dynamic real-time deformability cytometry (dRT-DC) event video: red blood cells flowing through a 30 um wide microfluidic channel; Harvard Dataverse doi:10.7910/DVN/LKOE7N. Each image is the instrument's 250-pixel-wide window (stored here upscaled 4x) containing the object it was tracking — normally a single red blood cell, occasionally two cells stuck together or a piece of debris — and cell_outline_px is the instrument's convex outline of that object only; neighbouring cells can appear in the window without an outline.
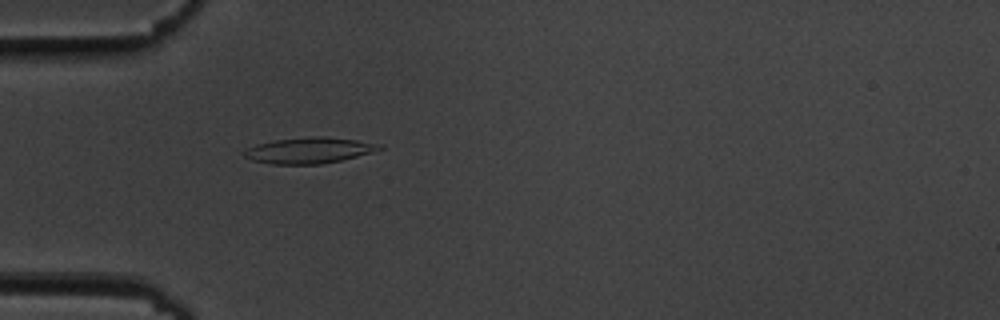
{"species": "common noctule bat (a hibernating species)", "species_latin": "Nyctalus noctula", "temperature_condition": "cold", "stored_images_in_passage": 55, "camera_frame_rate_fps": 3000, "um_per_image_px": 0.085, "animal": {"sex": "male", "body_mass_g": 19.5, "forearm_length_mm": 54.6}, "frame": {"image": 1, "passage_image": 17, "time_ms": 5.333, "image_size_px": [1000, 320], "cell_outline_px": [[384, 148], [372, 152], [340, 160], [320, 164], [272, 164], [252, 160], [244, 156], [244, 152], [248, 148], [256, 144], [276, 140], [312, 136], [324, 136], [356, 140], [384, 144]], "centroid_in_image_um": [26.3, 12.77], "position_along_channel_um": 58.7, "area_um2": 20.29}}
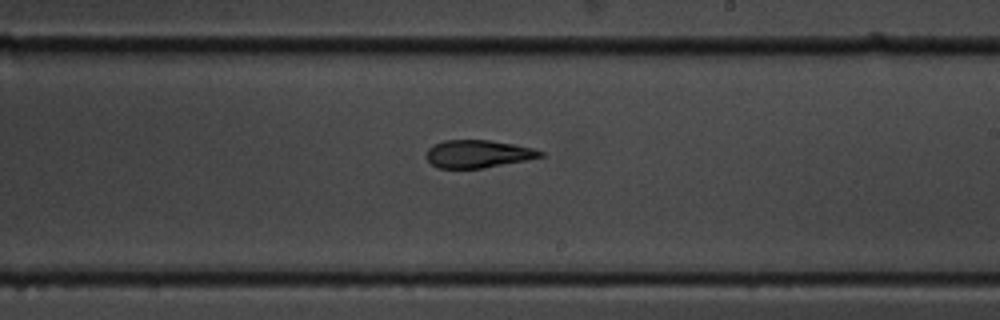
{"frame": {"image": 2, "passage_image": 33, "time_ms": 10.667, "image_size_px": [1000, 320], "cell_outline_px": [[544, 156], [484, 168], [436, 168], [424, 156], [428, 148], [432, 144], [444, 140], [488, 140], [512, 144], [532, 148], [544, 152]], "centroid_in_image_um": [40.56, 13.08], "position_along_channel_um": 248.4, "area_um2": 18.38}}
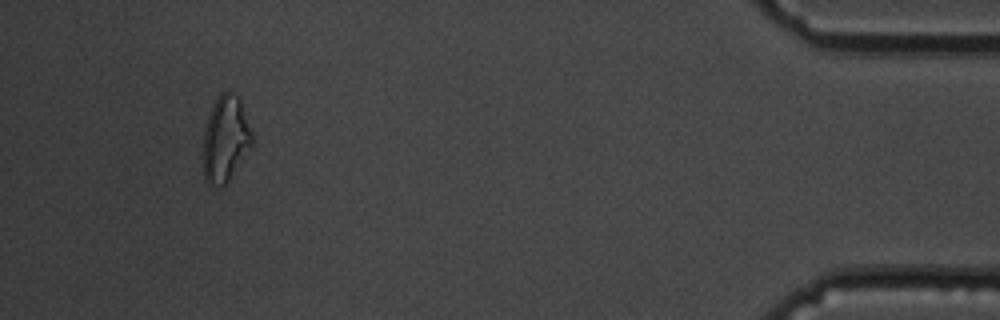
{"frame": {"image": 3, "passage_image": 52, "time_ms": 17.0, "image_size_px": [1000, 320], "cell_outline_px": [[252, 148], [228, 180], [224, 184], [208, 188], [204, 180], [204, 128], [212, 104], [216, 96], [220, 92], [228, 88], [240, 96], [252, 132]], "centroid_in_image_um": [19.17, 11.75], "position_along_channel_um": 416.0, "area_um2": 25.14}, "authors_computed_cell_mechanics": {"area_um2": 19.9988, "velocity_mm_per_s": 3.65, "shape_relaxation_time_tau1_ms": 7.7117, "shape_relaxation_time_tau2_ms": 3.5634, "deformation_change_tau1": 0.1961, "deformation_change_tau2": 0.1169}}